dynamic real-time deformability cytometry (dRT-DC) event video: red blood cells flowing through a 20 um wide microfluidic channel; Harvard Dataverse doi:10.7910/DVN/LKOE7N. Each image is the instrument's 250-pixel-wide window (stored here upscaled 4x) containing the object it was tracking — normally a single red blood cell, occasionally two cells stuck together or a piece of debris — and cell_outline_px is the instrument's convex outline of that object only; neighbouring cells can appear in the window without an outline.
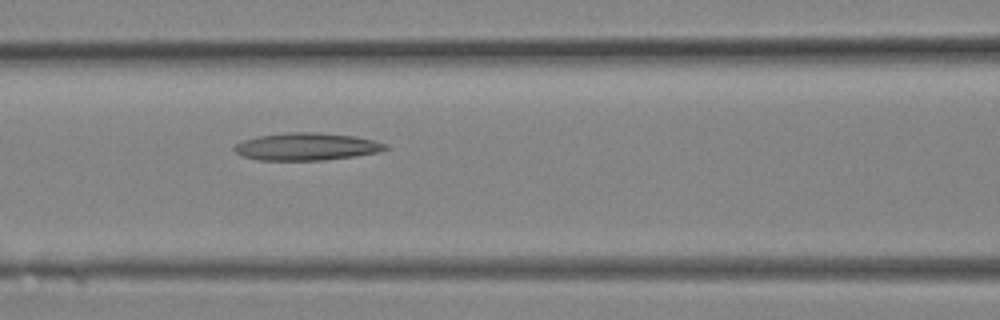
{"species": "Egyptian fruit bat (a non-hibernating species)", "species_latin": "Rousettus aegyptiacus", "temperature_condition": "room temperature", "stored_images_in_passage": 11, "camera_frame_rate_fps": 3000, "um_per_image_px": 0.085, "animal": {"sex": "female"}, "frame": {"image": 1, "passage_image": 11, "time_ms": 3.333, "image_size_px": [1000, 320], "cell_outline_px": [[388, 148], [380, 152], [324, 160], [256, 160], [244, 156], [236, 152], [232, 148], [236, 144], [244, 140], [256, 136], [292, 132], [316, 132], [356, 136], [388, 144]], "centroid_in_image_um": [26.06, 12.46], "position_along_channel_um": 140.5, "area_um2": 24.1}}